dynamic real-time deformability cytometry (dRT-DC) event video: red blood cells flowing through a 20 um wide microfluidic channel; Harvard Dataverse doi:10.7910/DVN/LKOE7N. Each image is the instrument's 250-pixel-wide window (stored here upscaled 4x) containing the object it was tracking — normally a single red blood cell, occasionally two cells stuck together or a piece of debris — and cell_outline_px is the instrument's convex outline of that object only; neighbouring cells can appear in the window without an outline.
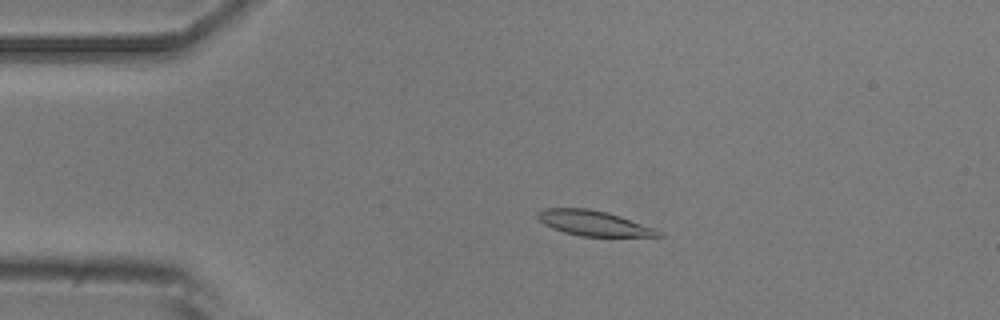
{"species": "common noctule bat (a hibernating species)", "species_latin": "Nyctalus noctula", "temperature_condition": "room temperature", "stored_images_in_passage": 7, "camera_frame_rate_fps": 3000, "um_per_image_px": 0.085, "animal": {"sex": "male", "body_mass_g": 20.5, "forearm_length_mm": 52.5}, "frame": {"image": 1, "passage_image": 3, "time_ms": 2.333, "image_size_px": [1000, 320], "cell_outline_px": [[664, 236], [580, 236], [564, 232], [552, 228], [544, 224], [536, 216], [536, 212], [544, 208], [588, 208], [608, 212], [656, 228], [664, 232]], "centroid_in_image_um": [50.48, 18.96], "position_along_channel_um": 34.5, "area_um2": 17.8}}
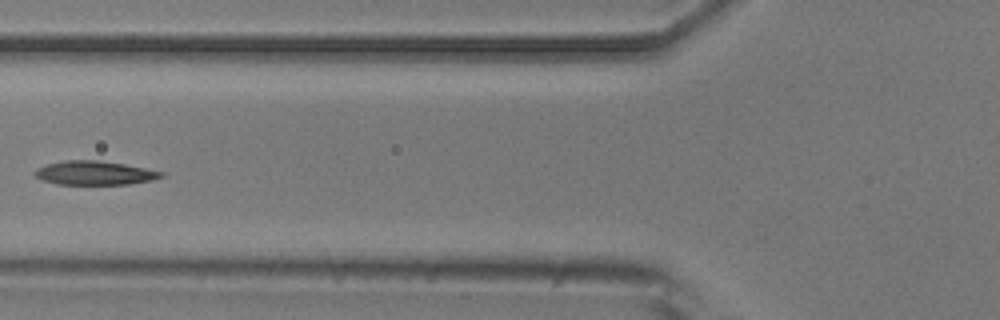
{"frame": {"image": 2, "passage_image": 6, "time_ms": 5.667, "image_size_px": [1000, 320], "cell_outline_px": [[164, 176], [152, 180], [128, 184], [56, 184], [44, 180], [36, 176], [32, 172], [36, 168], [48, 164], [64, 160], [96, 160], [124, 164], [164, 172]], "centroid_in_image_um": [8.03, 14.7], "position_along_channel_um": 117.8, "area_um2": 17.46}}
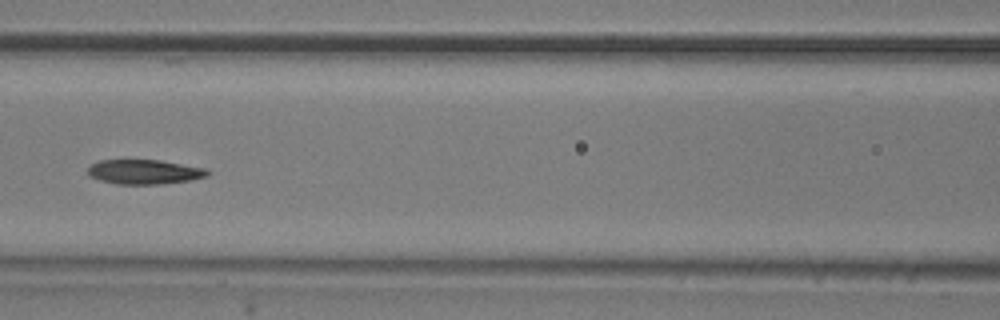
{"frame": {"image": 3, "passage_image": 7, "time_ms": 6.667, "image_size_px": [1000, 320], "cell_outline_px": [[212, 172], [208, 176], [192, 180], [156, 184], [116, 184], [100, 180], [88, 176], [88, 168], [92, 164], [100, 160], [160, 160], [208, 168]], "centroid_in_image_um": [12.32, 14.6], "position_along_channel_um": 154.3, "area_um2": 17.28}}